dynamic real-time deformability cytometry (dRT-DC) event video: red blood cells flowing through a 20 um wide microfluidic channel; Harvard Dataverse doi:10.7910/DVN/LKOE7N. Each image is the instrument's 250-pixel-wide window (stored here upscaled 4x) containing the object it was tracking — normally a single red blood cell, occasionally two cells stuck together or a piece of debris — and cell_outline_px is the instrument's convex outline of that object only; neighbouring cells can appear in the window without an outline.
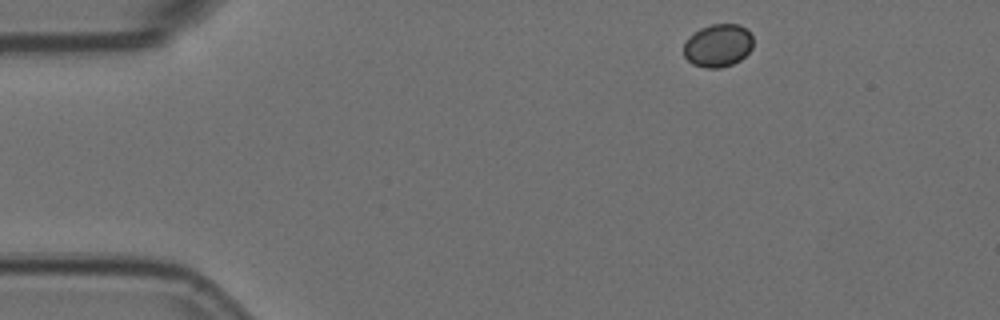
{"species": "Egyptian fruit bat (a non-hibernating species)", "species_latin": "Rousettus aegyptiacus", "temperature_condition": "room temperature", "stored_images_in_passage": 13, "camera_frame_rate_fps": 3000, "um_per_image_px": 0.085, "animal": {"sex": "female"}, "frame": {"image": 1, "passage_image": 1, "time_ms": 0.0, "image_size_px": [1000, 320], "cell_outline_px": [[752, 48], [740, 60], [732, 64], [720, 68], [708, 68], [692, 64], [684, 56], [684, 40], [692, 32], [700, 28], [712, 24], [740, 24], [752, 36]], "centroid_in_image_um": [60.99, 3.86], "position_along_channel_um": 24.0, "area_um2": 17.46}}
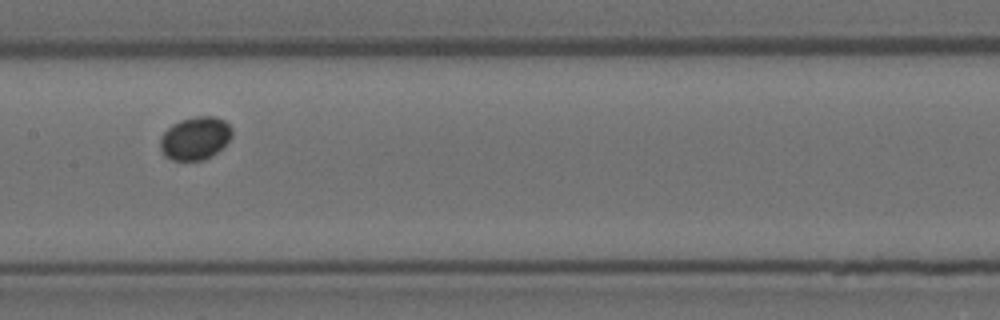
{"frame": {"image": 2, "passage_image": 6, "time_ms": 1.667, "image_size_px": [1000, 320], "cell_outline_px": [[232, 136], [212, 156], [200, 160], [176, 160], [168, 156], [160, 148], [160, 136], [172, 124], [180, 120], [200, 116], [216, 116], [224, 120], [232, 128]], "centroid_in_image_um": [16.6, 11.72], "position_along_channel_um": 190.8, "area_um2": 17.69}}
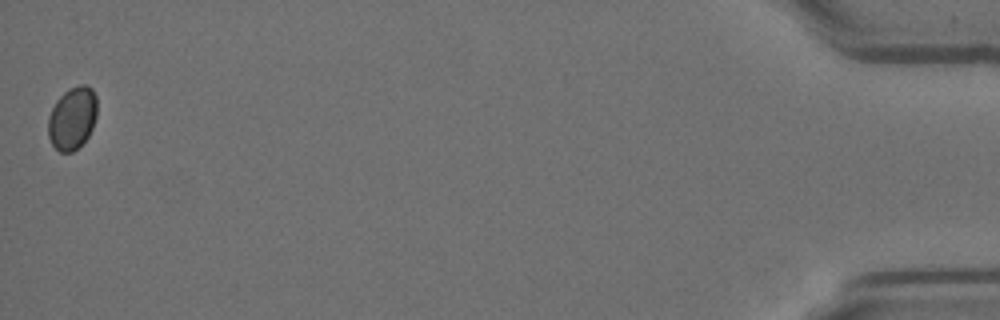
{"frame": {"image": 3, "passage_image": 13, "time_ms": 4.0, "image_size_px": [1000, 320], "cell_outline_px": [[96, 116], [92, 128], [88, 136], [72, 152], [60, 152], [52, 144], [48, 136], [48, 116], [56, 100], [68, 88], [80, 84], [88, 84], [92, 88], [96, 96]], "centroid_in_image_um": [6.14, 10.01], "position_along_channel_um": 429.1, "area_um2": 17.92}}